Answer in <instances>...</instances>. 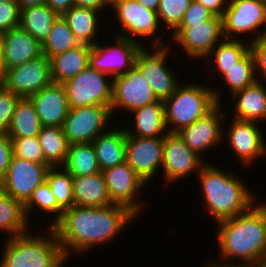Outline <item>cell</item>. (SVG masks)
Segmentation results:
<instances>
[{
    "label": "cell",
    "mask_w": 266,
    "mask_h": 267,
    "mask_svg": "<svg viewBox=\"0 0 266 267\" xmlns=\"http://www.w3.org/2000/svg\"><path fill=\"white\" fill-rule=\"evenodd\" d=\"M112 81V116L120 108V110L123 109V111L130 113L135 109L158 101L146 77L136 65L124 75L113 78Z\"/></svg>",
    "instance_id": "cell-15"
},
{
    "label": "cell",
    "mask_w": 266,
    "mask_h": 267,
    "mask_svg": "<svg viewBox=\"0 0 266 267\" xmlns=\"http://www.w3.org/2000/svg\"><path fill=\"white\" fill-rule=\"evenodd\" d=\"M140 2L144 7L152 9L154 11H158L160 0H136Z\"/></svg>",
    "instance_id": "cell-50"
},
{
    "label": "cell",
    "mask_w": 266,
    "mask_h": 267,
    "mask_svg": "<svg viewBox=\"0 0 266 267\" xmlns=\"http://www.w3.org/2000/svg\"><path fill=\"white\" fill-rule=\"evenodd\" d=\"M168 47L170 46H154L150 52L144 46L138 52L135 60V65L146 77L154 95L162 101L168 99L179 85V80L175 77L172 67L166 64L170 52Z\"/></svg>",
    "instance_id": "cell-11"
},
{
    "label": "cell",
    "mask_w": 266,
    "mask_h": 267,
    "mask_svg": "<svg viewBox=\"0 0 266 267\" xmlns=\"http://www.w3.org/2000/svg\"><path fill=\"white\" fill-rule=\"evenodd\" d=\"M255 70L254 58L249 51L235 66L228 69V71L221 77L225 86L230 89V97L236 92L245 89L246 87L255 83L259 78Z\"/></svg>",
    "instance_id": "cell-36"
},
{
    "label": "cell",
    "mask_w": 266,
    "mask_h": 267,
    "mask_svg": "<svg viewBox=\"0 0 266 267\" xmlns=\"http://www.w3.org/2000/svg\"><path fill=\"white\" fill-rule=\"evenodd\" d=\"M130 113H132L131 116L134 115L135 119L132 120L134 125L130 129L123 126L128 135L144 138H164L168 133L162 100L135 109Z\"/></svg>",
    "instance_id": "cell-23"
},
{
    "label": "cell",
    "mask_w": 266,
    "mask_h": 267,
    "mask_svg": "<svg viewBox=\"0 0 266 267\" xmlns=\"http://www.w3.org/2000/svg\"><path fill=\"white\" fill-rule=\"evenodd\" d=\"M4 71L42 55L41 43L20 27L2 33Z\"/></svg>",
    "instance_id": "cell-22"
},
{
    "label": "cell",
    "mask_w": 266,
    "mask_h": 267,
    "mask_svg": "<svg viewBox=\"0 0 266 267\" xmlns=\"http://www.w3.org/2000/svg\"><path fill=\"white\" fill-rule=\"evenodd\" d=\"M58 16L46 4L26 7L20 10L19 27L27 31L42 44Z\"/></svg>",
    "instance_id": "cell-30"
},
{
    "label": "cell",
    "mask_w": 266,
    "mask_h": 267,
    "mask_svg": "<svg viewBox=\"0 0 266 267\" xmlns=\"http://www.w3.org/2000/svg\"><path fill=\"white\" fill-rule=\"evenodd\" d=\"M110 78L88 65L77 76L62 83L69 107L111 106L113 81Z\"/></svg>",
    "instance_id": "cell-8"
},
{
    "label": "cell",
    "mask_w": 266,
    "mask_h": 267,
    "mask_svg": "<svg viewBox=\"0 0 266 267\" xmlns=\"http://www.w3.org/2000/svg\"><path fill=\"white\" fill-rule=\"evenodd\" d=\"M12 155L11 139L7 134H0V182L5 177Z\"/></svg>",
    "instance_id": "cell-45"
},
{
    "label": "cell",
    "mask_w": 266,
    "mask_h": 267,
    "mask_svg": "<svg viewBox=\"0 0 266 267\" xmlns=\"http://www.w3.org/2000/svg\"><path fill=\"white\" fill-rule=\"evenodd\" d=\"M29 99L35 107L42 126H63L70 109L63 84L52 82Z\"/></svg>",
    "instance_id": "cell-21"
},
{
    "label": "cell",
    "mask_w": 266,
    "mask_h": 267,
    "mask_svg": "<svg viewBox=\"0 0 266 267\" xmlns=\"http://www.w3.org/2000/svg\"><path fill=\"white\" fill-rule=\"evenodd\" d=\"M45 4L61 16L74 6V0H46Z\"/></svg>",
    "instance_id": "cell-47"
},
{
    "label": "cell",
    "mask_w": 266,
    "mask_h": 267,
    "mask_svg": "<svg viewBox=\"0 0 266 267\" xmlns=\"http://www.w3.org/2000/svg\"><path fill=\"white\" fill-rule=\"evenodd\" d=\"M222 106V104H218L207 115L177 132L185 144L201 158H203L202 153L208 152L224 142L223 123L227 121L224 120L227 115L221 109Z\"/></svg>",
    "instance_id": "cell-19"
},
{
    "label": "cell",
    "mask_w": 266,
    "mask_h": 267,
    "mask_svg": "<svg viewBox=\"0 0 266 267\" xmlns=\"http://www.w3.org/2000/svg\"><path fill=\"white\" fill-rule=\"evenodd\" d=\"M19 100V96L0 84V134L8 133L12 115Z\"/></svg>",
    "instance_id": "cell-41"
},
{
    "label": "cell",
    "mask_w": 266,
    "mask_h": 267,
    "mask_svg": "<svg viewBox=\"0 0 266 267\" xmlns=\"http://www.w3.org/2000/svg\"><path fill=\"white\" fill-rule=\"evenodd\" d=\"M112 118L111 106L92 105L70 108L63 124L69 144L92 143L99 135L108 131Z\"/></svg>",
    "instance_id": "cell-9"
},
{
    "label": "cell",
    "mask_w": 266,
    "mask_h": 267,
    "mask_svg": "<svg viewBox=\"0 0 266 267\" xmlns=\"http://www.w3.org/2000/svg\"><path fill=\"white\" fill-rule=\"evenodd\" d=\"M42 124L29 98L17 102L7 135L9 138L38 137Z\"/></svg>",
    "instance_id": "cell-31"
},
{
    "label": "cell",
    "mask_w": 266,
    "mask_h": 267,
    "mask_svg": "<svg viewBox=\"0 0 266 267\" xmlns=\"http://www.w3.org/2000/svg\"><path fill=\"white\" fill-rule=\"evenodd\" d=\"M213 16L202 4L192 0L178 27H191V24L204 22Z\"/></svg>",
    "instance_id": "cell-43"
},
{
    "label": "cell",
    "mask_w": 266,
    "mask_h": 267,
    "mask_svg": "<svg viewBox=\"0 0 266 267\" xmlns=\"http://www.w3.org/2000/svg\"><path fill=\"white\" fill-rule=\"evenodd\" d=\"M164 138L134 137L126 133V162L148 185L163 164Z\"/></svg>",
    "instance_id": "cell-20"
},
{
    "label": "cell",
    "mask_w": 266,
    "mask_h": 267,
    "mask_svg": "<svg viewBox=\"0 0 266 267\" xmlns=\"http://www.w3.org/2000/svg\"><path fill=\"white\" fill-rule=\"evenodd\" d=\"M45 181L64 210L74 206L73 177L63 166L49 167Z\"/></svg>",
    "instance_id": "cell-38"
},
{
    "label": "cell",
    "mask_w": 266,
    "mask_h": 267,
    "mask_svg": "<svg viewBox=\"0 0 266 267\" xmlns=\"http://www.w3.org/2000/svg\"><path fill=\"white\" fill-rule=\"evenodd\" d=\"M194 153L178 135V133L168 132L163 141V178L169 184L178 183L193 173L198 175L202 166L206 163ZM196 171V172H195ZM169 182V183H168Z\"/></svg>",
    "instance_id": "cell-18"
},
{
    "label": "cell",
    "mask_w": 266,
    "mask_h": 267,
    "mask_svg": "<svg viewBox=\"0 0 266 267\" xmlns=\"http://www.w3.org/2000/svg\"><path fill=\"white\" fill-rule=\"evenodd\" d=\"M19 10L24 9L26 7L38 6L45 4L46 0H16Z\"/></svg>",
    "instance_id": "cell-49"
},
{
    "label": "cell",
    "mask_w": 266,
    "mask_h": 267,
    "mask_svg": "<svg viewBox=\"0 0 266 267\" xmlns=\"http://www.w3.org/2000/svg\"><path fill=\"white\" fill-rule=\"evenodd\" d=\"M79 44L67 21L61 15L54 21L47 38L41 44V51L50 60Z\"/></svg>",
    "instance_id": "cell-35"
},
{
    "label": "cell",
    "mask_w": 266,
    "mask_h": 267,
    "mask_svg": "<svg viewBox=\"0 0 266 267\" xmlns=\"http://www.w3.org/2000/svg\"><path fill=\"white\" fill-rule=\"evenodd\" d=\"M192 0H160L157 11L160 26H165L164 30L174 31L181 23L186 10Z\"/></svg>",
    "instance_id": "cell-39"
},
{
    "label": "cell",
    "mask_w": 266,
    "mask_h": 267,
    "mask_svg": "<svg viewBox=\"0 0 266 267\" xmlns=\"http://www.w3.org/2000/svg\"><path fill=\"white\" fill-rule=\"evenodd\" d=\"M92 46L80 43L50 59L51 78L54 83H64L74 78L89 65Z\"/></svg>",
    "instance_id": "cell-26"
},
{
    "label": "cell",
    "mask_w": 266,
    "mask_h": 267,
    "mask_svg": "<svg viewBox=\"0 0 266 267\" xmlns=\"http://www.w3.org/2000/svg\"><path fill=\"white\" fill-rule=\"evenodd\" d=\"M20 10L16 0H0V32L19 27Z\"/></svg>",
    "instance_id": "cell-42"
},
{
    "label": "cell",
    "mask_w": 266,
    "mask_h": 267,
    "mask_svg": "<svg viewBox=\"0 0 266 267\" xmlns=\"http://www.w3.org/2000/svg\"><path fill=\"white\" fill-rule=\"evenodd\" d=\"M114 11H113V10ZM111 11L114 12V19L116 18V24L119 25L118 34L115 36H119L122 38H127L130 40H134L140 42L138 39H142L144 42V38L150 39L151 43L154 46H165L167 44L171 45V42L168 43L162 42V33L159 34L158 31L160 30V24L158 21L157 12L144 7L140 2L136 0H123L117 3ZM159 34L156 36L155 34ZM155 36V38H153ZM170 42V43H169Z\"/></svg>",
    "instance_id": "cell-6"
},
{
    "label": "cell",
    "mask_w": 266,
    "mask_h": 267,
    "mask_svg": "<svg viewBox=\"0 0 266 267\" xmlns=\"http://www.w3.org/2000/svg\"><path fill=\"white\" fill-rule=\"evenodd\" d=\"M179 82L175 92L163 101L165 124L171 133L192 125L222 103L220 91L216 87L192 81L189 84Z\"/></svg>",
    "instance_id": "cell-5"
},
{
    "label": "cell",
    "mask_w": 266,
    "mask_h": 267,
    "mask_svg": "<svg viewBox=\"0 0 266 267\" xmlns=\"http://www.w3.org/2000/svg\"><path fill=\"white\" fill-rule=\"evenodd\" d=\"M4 74V60H3V36L0 32V78Z\"/></svg>",
    "instance_id": "cell-51"
},
{
    "label": "cell",
    "mask_w": 266,
    "mask_h": 267,
    "mask_svg": "<svg viewBox=\"0 0 266 267\" xmlns=\"http://www.w3.org/2000/svg\"><path fill=\"white\" fill-rule=\"evenodd\" d=\"M33 209L44 211L45 214H55L54 218H51L52 221L48 227H53L62 218L64 213V209L58 204L46 181L33 191L30 199L24 204L27 220L31 217L30 214L34 211Z\"/></svg>",
    "instance_id": "cell-37"
},
{
    "label": "cell",
    "mask_w": 266,
    "mask_h": 267,
    "mask_svg": "<svg viewBox=\"0 0 266 267\" xmlns=\"http://www.w3.org/2000/svg\"><path fill=\"white\" fill-rule=\"evenodd\" d=\"M225 133L223 139H227L226 143L235 154L233 156H236L243 166L249 167L252 162L266 157V140L257 122L233 118Z\"/></svg>",
    "instance_id": "cell-17"
},
{
    "label": "cell",
    "mask_w": 266,
    "mask_h": 267,
    "mask_svg": "<svg viewBox=\"0 0 266 267\" xmlns=\"http://www.w3.org/2000/svg\"><path fill=\"white\" fill-rule=\"evenodd\" d=\"M250 51L249 40H228L223 39L219 42L207 55L205 60L209 61V58L214 60L215 65L213 69L214 74L220 75L222 77L228 69L235 66V64L240 61L248 52ZM215 70V71H214Z\"/></svg>",
    "instance_id": "cell-32"
},
{
    "label": "cell",
    "mask_w": 266,
    "mask_h": 267,
    "mask_svg": "<svg viewBox=\"0 0 266 267\" xmlns=\"http://www.w3.org/2000/svg\"><path fill=\"white\" fill-rule=\"evenodd\" d=\"M29 223L24 205L0 188V232L9 235L5 237L18 236L30 231Z\"/></svg>",
    "instance_id": "cell-29"
},
{
    "label": "cell",
    "mask_w": 266,
    "mask_h": 267,
    "mask_svg": "<svg viewBox=\"0 0 266 267\" xmlns=\"http://www.w3.org/2000/svg\"><path fill=\"white\" fill-rule=\"evenodd\" d=\"M63 167L72 177L87 176L101 172L92 143L69 144L68 155Z\"/></svg>",
    "instance_id": "cell-34"
},
{
    "label": "cell",
    "mask_w": 266,
    "mask_h": 267,
    "mask_svg": "<svg viewBox=\"0 0 266 267\" xmlns=\"http://www.w3.org/2000/svg\"><path fill=\"white\" fill-rule=\"evenodd\" d=\"M73 196L75 206L106 207L113 204L102 172L73 177Z\"/></svg>",
    "instance_id": "cell-27"
},
{
    "label": "cell",
    "mask_w": 266,
    "mask_h": 267,
    "mask_svg": "<svg viewBox=\"0 0 266 267\" xmlns=\"http://www.w3.org/2000/svg\"><path fill=\"white\" fill-rule=\"evenodd\" d=\"M266 0H228L222 16L224 39L240 40L238 35L255 32L249 43L266 33ZM260 26V27H259ZM265 28H261V27ZM262 29V30H260ZM257 31V32H256Z\"/></svg>",
    "instance_id": "cell-7"
},
{
    "label": "cell",
    "mask_w": 266,
    "mask_h": 267,
    "mask_svg": "<svg viewBox=\"0 0 266 267\" xmlns=\"http://www.w3.org/2000/svg\"><path fill=\"white\" fill-rule=\"evenodd\" d=\"M123 0H105L106 5L110 8H113L117 3L121 2Z\"/></svg>",
    "instance_id": "cell-52"
},
{
    "label": "cell",
    "mask_w": 266,
    "mask_h": 267,
    "mask_svg": "<svg viewBox=\"0 0 266 267\" xmlns=\"http://www.w3.org/2000/svg\"><path fill=\"white\" fill-rule=\"evenodd\" d=\"M204 210L215 220L233 218L249 210L256 201L254 192L247 189L243 179L232 171H223L220 167L205 163L198 173Z\"/></svg>",
    "instance_id": "cell-3"
},
{
    "label": "cell",
    "mask_w": 266,
    "mask_h": 267,
    "mask_svg": "<svg viewBox=\"0 0 266 267\" xmlns=\"http://www.w3.org/2000/svg\"><path fill=\"white\" fill-rule=\"evenodd\" d=\"M47 228L45 234L28 231L4 240L0 267H64L68 260L53 227Z\"/></svg>",
    "instance_id": "cell-4"
},
{
    "label": "cell",
    "mask_w": 266,
    "mask_h": 267,
    "mask_svg": "<svg viewBox=\"0 0 266 267\" xmlns=\"http://www.w3.org/2000/svg\"><path fill=\"white\" fill-rule=\"evenodd\" d=\"M50 60L43 54L20 66L6 69L0 84L20 98H29L51 84Z\"/></svg>",
    "instance_id": "cell-13"
},
{
    "label": "cell",
    "mask_w": 266,
    "mask_h": 267,
    "mask_svg": "<svg viewBox=\"0 0 266 267\" xmlns=\"http://www.w3.org/2000/svg\"><path fill=\"white\" fill-rule=\"evenodd\" d=\"M108 128L92 142L101 171L126 161L125 129L123 126Z\"/></svg>",
    "instance_id": "cell-25"
},
{
    "label": "cell",
    "mask_w": 266,
    "mask_h": 267,
    "mask_svg": "<svg viewBox=\"0 0 266 267\" xmlns=\"http://www.w3.org/2000/svg\"><path fill=\"white\" fill-rule=\"evenodd\" d=\"M217 226L221 258L217 262L209 259L206 267H248L266 259V214L257 202L246 212L217 222ZM232 259L240 262L235 264Z\"/></svg>",
    "instance_id": "cell-2"
},
{
    "label": "cell",
    "mask_w": 266,
    "mask_h": 267,
    "mask_svg": "<svg viewBox=\"0 0 266 267\" xmlns=\"http://www.w3.org/2000/svg\"><path fill=\"white\" fill-rule=\"evenodd\" d=\"M113 45L104 46L98 41L92 46L89 65L112 78L124 75L135 65L138 52L143 48L140 42L115 36ZM115 44V45H114Z\"/></svg>",
    "instance_id": "cell-10"
},
{
    "label": "cell",
    "mask_w": 266,
    "mask_h": 267,
    "mask_svg": "<svg viewBox=\"0 0 266 267\" xmlns=\"http://www.w3.org/2000/svg\"><path fill=\"white\" fill-rule=\"evenodd\" d=\"M107 186L109 198L113 204L127 207L136 216L141 215L145 203L140 199L139 193L146 188V183L136 174V172L123 162L114 167L101 171ZM140 200V201H139Z\"/></svg>",
    "instance_id": "cell-14"
},
{
    "label": "cell",
    "mask_w": 266,
    "mask_h": 267,
    "mask_svg": "<svg viewBox=\"0 0 266 267\" xmlns=\"http://www.w3.org/2000/svg\"><path fill=\"white\" fill-rule=\"evenodd\" d=\"M49 164L34 163L12 155L0 188L23 205L46 179Z\"/></svg>",
    "instance_id": "cell-16"
},
{
    "label": "cell",
    "mask_w": 266,
    "mask_h": 267,
    "mask_svg": "<svg viewBox=\"0 0 266 267\" xmlns=\"http://www.w3.org/2000/svg\"><path fill=\"white\" fill-rule=\"evenodd\" d=\"M258 205L261 207V209L265 212V214H266V202H261V203H259L258 202Z\"/></svg>",
    "instance_id": "cell-54"
},
{
    "label": "cell",
    "mask_w": 266,
    "mask_h": 267,
    "mask_svg": "<svg viewBox=\"0 0 266 267\" xmlns=\"http://www.w3.org/2000/svg\"><path fill=\"white\" fill-rule=\"evenodd\" d=\"M196 1L202 4L214 16H218L221 18L228 5V0H196Z\"/></svg>",
    "instance_id": "cell-46"
},
{
    "label": "cell",
    "mask_w": 266,
    "mask_h": 267,
    "mask_svg": "<svg viewBox=\"0 0 266 267\" xmlns=\"http://www.w3.org/2000/svg\"><path fill=\"white\" fill-rule=\"evenodd\" d=\"M250 51L254 58L255 70L260 74L257 76L262 75L260 81H264V78L266 82V33L250 43Z\"/></svg>",
    "instance_id": "cell-44"
},
{
    "label": "cell",
    "mask_w": 266,
    "mask_h": 267,
    "mask_svg": "<svg viewBox=\"0 0 266 267\" xmlns=\"http://www.w3.org/2000/svg\"><path fill=\"white\" fill-rule=\"evenodd\" d=\"M135 217L127 207L118 204L106 207L74 205L64 210L53 229L68 260L71 252L81 256L86 250L111 243Z\"/></svg>",
    "instance_id": "cell-1"
},
{
    "label": "cell",
    "mask_w": 266,
    "mask_h": 267,
    "mask_svg": "<svg viewBox=\"0 0 266 267\" xmlns=\"http://www.w3.org/2000/svg\"><path fill=\"white\" fill-rule=\"evenodd\" d=\"M170 35V40L183 48L184 54L192 61L205 59L210 51L224 39L222 18L213 16L204 22L191 24V27H177Z\"/></svg>",
    "instance_id": "cell-12"
},
{
    "label": "cell",
    "mask_w": 266,
    "mask_h": 267,
    "mask_svg": "<svg viewBox=\"0 0 266 267\" xmlns=\"http://www.w3.org/2000/svg\"><path fill=\"white\" fill-rule=\"evenodd\" d=\"M13 156L24 158L34 163L48 164L45 161L38 137L10 138Z\"/></svg>",
    "instance_id": "cell-40"
},
{
    "label": "cell",
    "mask_w": 266,
    "mask_h": 267,
    "mask_svg": "<svg viewBox=\"0 0 266 267\" xmlns=\"http://www.w3.org/2000/svg\"><path fill=\"white\" fill-rule=\"evenodd\" d=\"M101 14L103 15L98 10L74 5L62 16L80 43L93 46L98 42L96 40Z\"/></svg>",
    "instance_id": "cell-28"
},
{
    "label": "cell",
    "mask_w": 266,
    "mask_h": 267,
    "mask_svg": "<svg viewBox=\"0 0 266 267\" xmlns=\"http://www.w3.org/2000/svg\"><path fill=\"white\" fill-rule=\"evenodd\" d=\"M231 99L235 106L233 118L257 123L266 119V85L262 81L236 92Z\"/></svg>",
    "instance_id": "cell-24"
},
{
    "label": "cell",
    "mask_w": 266,
    "mask_h": 267,
    "mask_svg": "<svg viewBox=\"0 0 266 267\" xmlns=\"http://www.w3.org/2000/svg\"><path fill=\"white\" fill-rule=\"evenodd\" d=\"M74 5L79 7H85L90 8L93 10H98L99 12L104 11L105 9H108L109 7L106 5L105 0H74Z\"/></svg>",
    "instance_id": "cell-48"
},
{
    "label": "cell",
    "mask_w": 266,
    "mask_h": 267,
    "mask_svg": "<svg viewBox=\"0 0 266 267\" xmlns=\"http://www.w3.org/2000/svg\"><path fill=\"white\" fill-rule=\"evenodd\" d=\"M248 267H266V259Z\"/></svg>",
    "instance_id": "cell-53"
},
{
    "label": "cell",
    "mask_w": 266,
    "mask_h": 267,
    "mask_svg": "<svg viewBox=\"0 0 266 267\" xmlns=\"http://www.w3.org/2000/svg\"><path fill=\"white\" fill-rule=\"evenodd\" d=\"M38 139L45 161L51 167L63 166L69 150L63 127L42 126Z\"/></svg>",
    "instance_id": "cell-33"
}]
</instances>
